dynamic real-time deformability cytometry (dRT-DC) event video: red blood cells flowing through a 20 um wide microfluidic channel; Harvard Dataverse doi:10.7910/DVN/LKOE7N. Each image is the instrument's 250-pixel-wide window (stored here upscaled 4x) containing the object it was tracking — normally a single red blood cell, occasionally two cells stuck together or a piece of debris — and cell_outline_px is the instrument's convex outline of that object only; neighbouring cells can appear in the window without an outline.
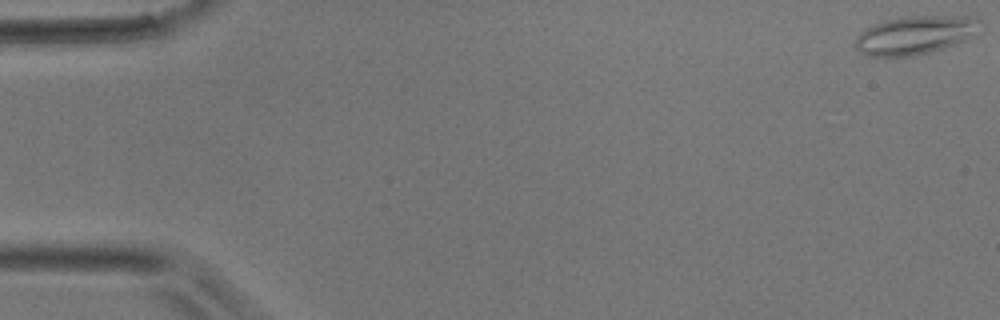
{"species": "common noctule bat (a hibernating species)", "species_latin": "Nyctalus noctula", "temperature_condition": "room temperature", "stored_images_in_passage": 42, "camera_frame_rate_fps": 3000, "um_per_image_px": 0.085, "animal": {"sex": "male", "body_mass_g": 17.9}, "frame": {"image": 1, "passage_image": 1, "time_ms": 0.0, "image_size_px": [1000, 320], "cell_outline_px": [[984, 24], [980, 32], [956, 44], [944, 48], [912, 56], [864, 56], [856, 48], [856, 40], [860, 32], [884, 20], [900, 16], [980, 16], [984, 20]], "centroid_in_image_um": [77.9, 2.96], "position_along_channel_um": 7.1, "area_um2": 28.44}}
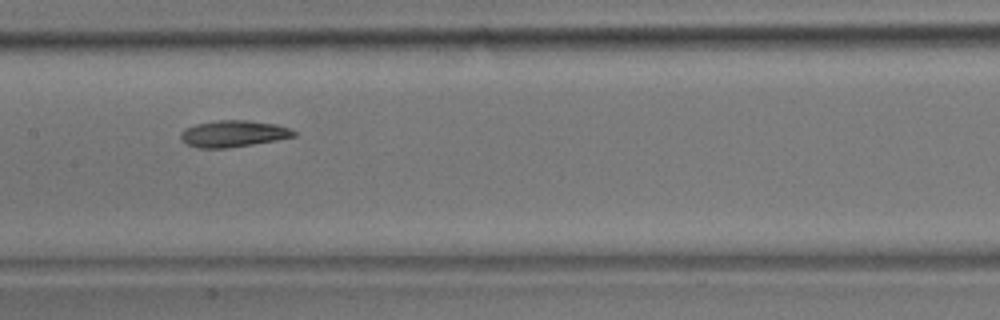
{"frame": {"image": 2, "passage_image": 24, "time_ms": 7.667, "image_size_px": [1000, 320], "cell_outline_px": [[296, 136], [276, 140], [228, 148], [196, 148], [180, 140], [180, 132], [184, 128], [196, 124], [216, 120], [248, 120], [276, 124], [288, 128], [296, 132]], "centroid_in_image_um": [19.79, 11.36], "position_along_channel_um": 187.6, "area_um2": 17.57}}
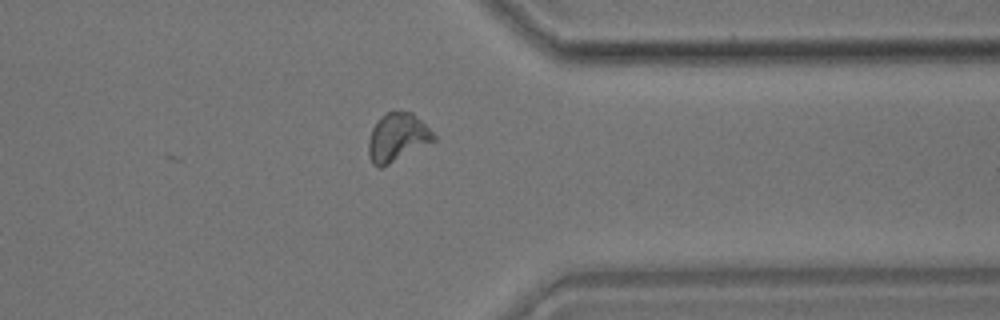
{"frame": {"image": 3, "passage_image": 38, "time_ms": 12.333, "image_size_px": [1000, 320], "cell_outline_px": [[436, 140], [380, 168], [376, 168], [372, 164], [368, 156], [368, 140], [372, 128], [380, 116], [388, 112], [412, 112], [436, 136]], "centroid_in_image_um": [33.73, 11.69], "position_along_channel_um": 377.7, "area_um2": 18.15}}